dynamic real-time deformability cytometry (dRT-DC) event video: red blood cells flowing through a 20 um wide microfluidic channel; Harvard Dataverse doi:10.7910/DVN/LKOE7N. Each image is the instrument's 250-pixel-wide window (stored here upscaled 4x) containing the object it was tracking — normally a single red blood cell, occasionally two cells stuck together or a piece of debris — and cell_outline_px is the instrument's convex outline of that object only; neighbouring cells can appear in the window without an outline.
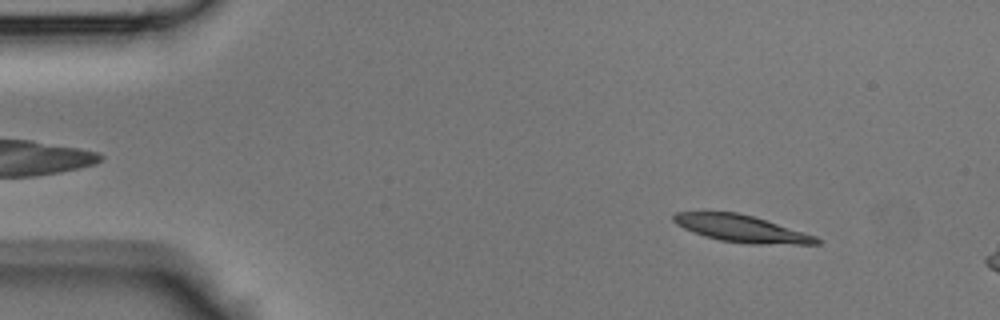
{"species": "Egyptian fruit bat (a non-hibernating species)", "species_latin": "Rousettus aegyptiacus", "temperature_condition": "room temperature", "stored_images_in_passage": 10, "camera_frame_rate_fps": 3000, "um_per_image_px": 0.085, "animal": {"sex": "male"}, "frame": {"image": 1, "passage_image": 5, "time_ms": 1.333, "image_size_px": [1000, 320], "cell_outline_px": [[824, 240], [820, 244], [752, 244], [720, 240], [704, 236], [684, 228], [676, 224], [672, 220], [672, 216], [676, 212], [736, 212], [752, 216], [816, 236]], "centroid_in_image_um": [63.03, 19.44], "position_along_channel_um": 22.0, "area_um2": 22.25}}